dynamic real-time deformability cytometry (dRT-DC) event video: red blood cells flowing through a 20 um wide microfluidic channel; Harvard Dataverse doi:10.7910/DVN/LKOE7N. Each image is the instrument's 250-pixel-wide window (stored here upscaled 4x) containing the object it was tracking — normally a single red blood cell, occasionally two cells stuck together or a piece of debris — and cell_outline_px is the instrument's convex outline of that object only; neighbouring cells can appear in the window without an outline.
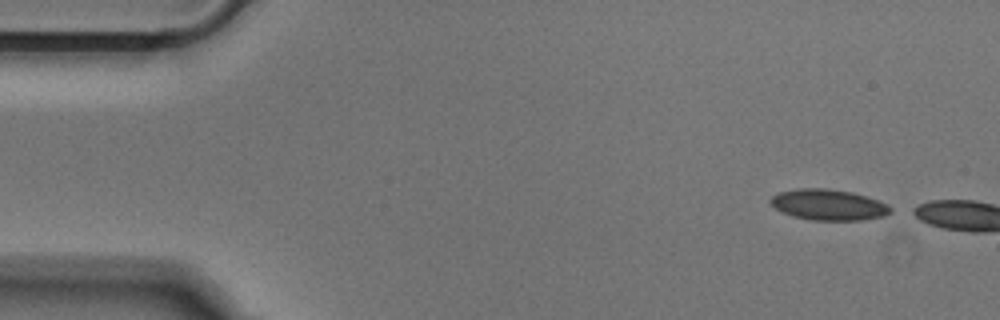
{"species": "Egyptian fruit bat (a non-hibernating species)", "species_latin": "Rousettus aegyptiacus", "temperature_condition": "cold", "stored_images_in_passage": 8, "camera_frame_rate_fps": 3000, "um_per_image_px": 0.085, "animal": {"sex": "male"}, "frame": {"image": 1, "passage_image": 1, "time_ms": 0.0, "image_size_px": [1000, 320], "cell_outline_px": [[896, 208], [892, 212], [884, 216], [860, 220], [812, 220], [792, 216], [768, 204], [768, 200], [772, 196], [780, 192], [796, 188], [828, 188], [852, 192], [888, 204]], "centroid_in_image_um": [70.42, 17.4], "position_along_channel_um": 14.6, "area_um2": 21.73}}